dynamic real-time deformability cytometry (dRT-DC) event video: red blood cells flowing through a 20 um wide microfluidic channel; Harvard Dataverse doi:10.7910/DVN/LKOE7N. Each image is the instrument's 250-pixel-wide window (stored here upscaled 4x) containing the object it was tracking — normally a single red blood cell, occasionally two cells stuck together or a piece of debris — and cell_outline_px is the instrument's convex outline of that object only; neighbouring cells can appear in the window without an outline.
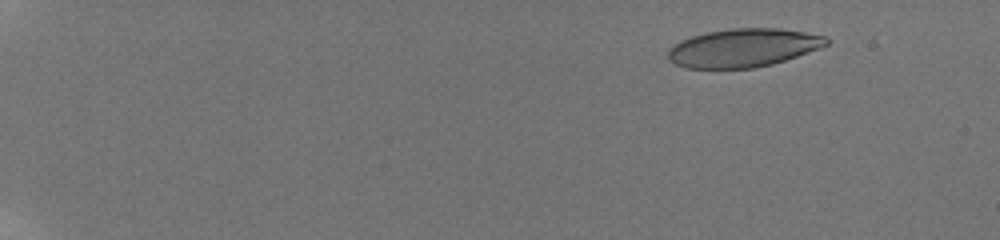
{"species": "human", "species_latin": "Homo sapiens", "temperature_condition": "room temperature", "stored_images_in_passage": 32, "camera_frame_rate_fps": 3000, "um_per_image_px": 0.085, "donor": {"sex": "male"}, "frame": {"image": 1, "passage_image": 8, "time_ms": 2.667, "image_size_px": [1000, 240], "cell_outline_px": [[828, 44], [820, 48], [772, 64], [752, 68], [684, 68], [668, 60], [668, 48], [672, 44], [680, 40], [692, 36], [708, 32], [732, 28], [776, 28], [804, 32], [828, 36]], "centroid_in_image_um": [63.14, 4.06], "position_along_channel_um": 21.9, "area_um2": 35.37}}
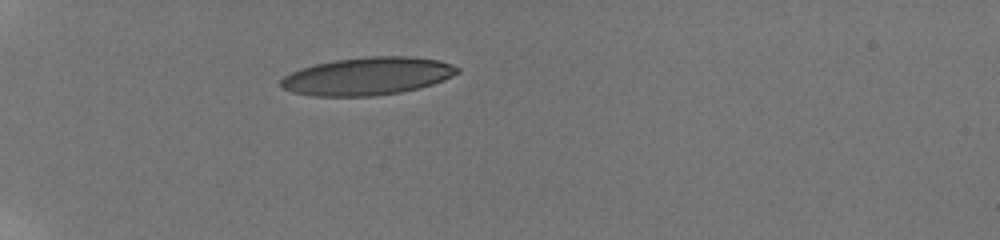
{"frame": {"image": 2, "passage_image": 19, "time_ms": 7.0, "image_size_px": [1000, 240], "cell_outline_px": [[460, 72], [452, 76], [432, 84], [420, 88], [400, 92], [372, 96], [312, 96], [292, 92], [284, 88], [280, 84], [280, 80], [284, 76], [300, 68], [316, 64], [336, 60], [368, 56], [408, 56], [440, 60], [452, 64], [460, 68]], "centroid_in_image_um": [31.25, 6.47], "position_along_channel_um": 53.7, "area_um2": 38.84}}